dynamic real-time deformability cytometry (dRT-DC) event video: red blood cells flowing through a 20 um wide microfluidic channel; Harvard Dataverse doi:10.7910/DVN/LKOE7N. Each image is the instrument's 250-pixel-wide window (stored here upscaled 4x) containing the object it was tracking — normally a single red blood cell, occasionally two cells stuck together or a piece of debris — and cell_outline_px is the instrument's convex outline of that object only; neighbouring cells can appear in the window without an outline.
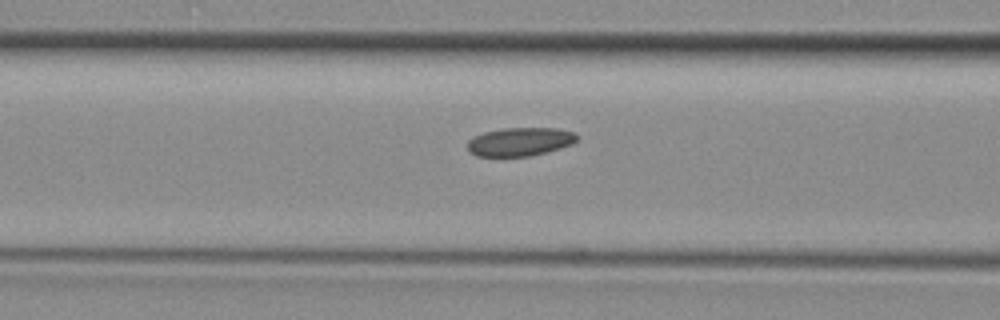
{"species": "common noctule bat (a hibernating species)", "species_latin": "Nyctalus noctula", "temperature_condition": "room temperature", "stored_images_in_passage": 20, "camera_frame_rate_fps": 3000, "um_per_image_px": 0.085, "animal": {"sex": "female", "body_mass_g": 29.2, "forearm_length_mm": 56.3}, "frame": {"image": 1, "passage_image": 4, "time_ms": 1.0, "image_size_px": [1000, 320], "cell_outline_px": [[580, 136], [572, 144], [560, 148], [532, 156], [476, 156], [468, 152], [468, 140], [472, 136], [484, 132], [504, 128], [556, 128], [576, 132]], "centroid_in_image_um": [44.2, 12.04], "position_along_channel_um": 122.4, "area_um2": 18.38}}
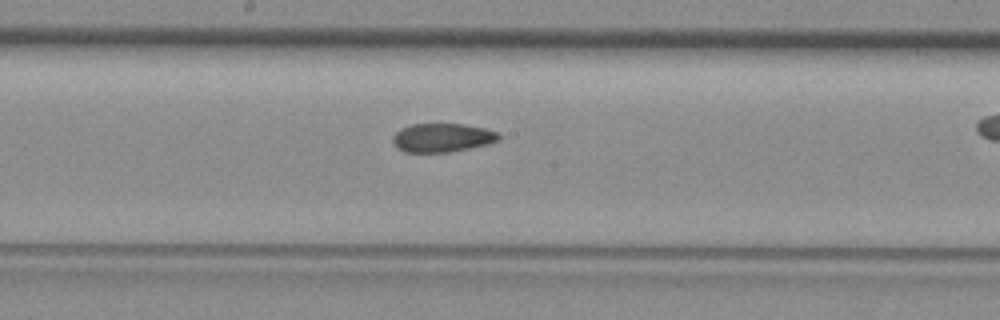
{"frame": {"image": 2, "passage_image": 10, "time_ms": 3.0, "image_size_px": [1000, 320], "cell_outline_px": [[500, 140], [488, 144], [448, 152], [404, 152], [396, 148], [392, 144], [392, 136], [400, 128], [412, 124], [464, 124], [484, 128], [496, 132], [500, 136]], "centroid_in_image_um": [37.54, 11.7], "position_along_channel_um": 210.7, "area_um2": 17.8}}
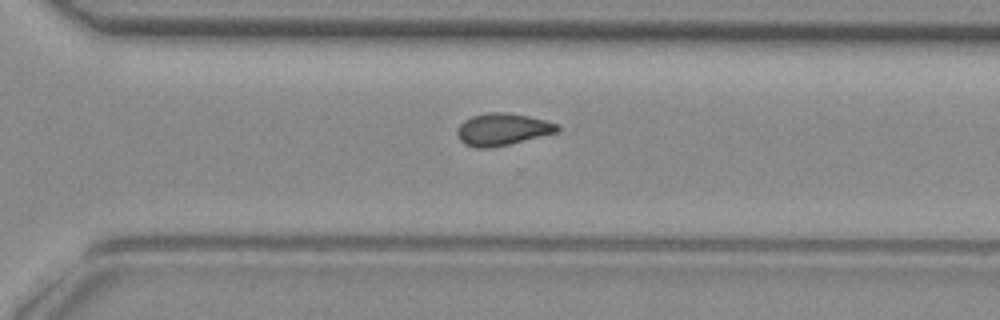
{"frame": {"image": 3, "passage_image": 18, "time_ms": 5.667, "image_size_px": [1000, 320], "cell_outline_px": [[560, 128], [556, 132], [508, 144], [488, 148], [476, 148], [464, 144], [460, 140], [456, 132], [456, 128], [464, 120], [472, 116], [488, 112], [504, 112], [528, 116], [560, 124]], "centroid_in_image_um": [42.67, 10.99], "position_along_channel_um": 327.9, "area_um2": 18.61}}